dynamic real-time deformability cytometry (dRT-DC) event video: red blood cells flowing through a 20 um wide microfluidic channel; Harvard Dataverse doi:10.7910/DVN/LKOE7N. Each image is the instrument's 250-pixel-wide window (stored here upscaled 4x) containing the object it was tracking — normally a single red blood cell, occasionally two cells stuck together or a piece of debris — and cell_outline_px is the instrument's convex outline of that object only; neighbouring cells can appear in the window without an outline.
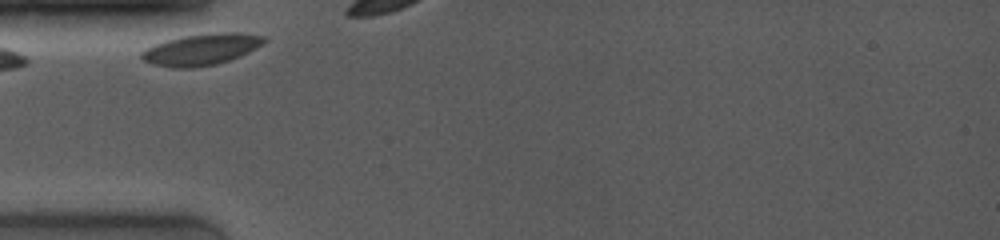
{"species": "common noctule bat (a hibernating species)", "species_latin": "Nyctalus noctula", "temperature_condition": "room temperature", "stored_images_in_passage": 14, "camera_frame_rate_fps": 4000, "um_per_image_px": 0.085, "animal": {"sex": "female", "body_mass_g": 19.0, "forearm_length_mm": 53.3}, "frame": {"image": 1, "passage_image": 1, "time_ms": 0.0, "image_size_px": [1000, 240], "cell_outline_px": [[268, 40], [264, 44], [240, 56], [216, 64], [192, 68], [176, 68], [152, 64], [144, 60], [140, 56], [140, 52], [156, 44], [168, 40], [184, 36], [216, 32], [240, 32], [264, 36]], "centroid_in_image_um": [17.16, 4.2], "position_along_channel_um": 67.8, "area_um2": 22.31}}
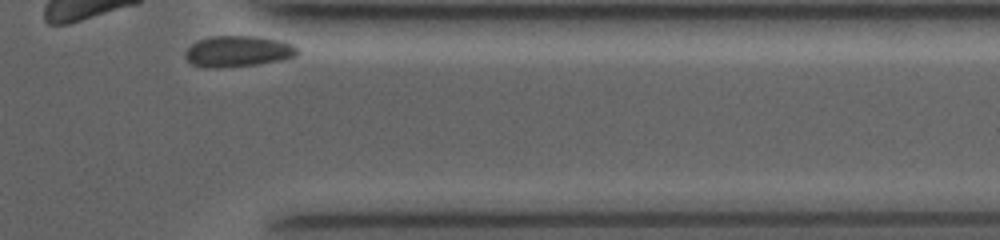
{"frame": {"image": 2, "passage_image": 14, "time_ms": 10.0, "image_size_px": [1000, 240], "cell_outline_px": [[300, 52], [296, 56], [280, 60], [256, 64], [212, 68], [204, 68], [192, 64], [184, 56], [188, 48], [192, 44], [200, 40], [212, 36], [256, 36], [280, 40], [292, 44]], "centroid_in_image_um": [20.24, 4.36], "position_along_channel_um": 391.2, "area_um2": 20.11}}